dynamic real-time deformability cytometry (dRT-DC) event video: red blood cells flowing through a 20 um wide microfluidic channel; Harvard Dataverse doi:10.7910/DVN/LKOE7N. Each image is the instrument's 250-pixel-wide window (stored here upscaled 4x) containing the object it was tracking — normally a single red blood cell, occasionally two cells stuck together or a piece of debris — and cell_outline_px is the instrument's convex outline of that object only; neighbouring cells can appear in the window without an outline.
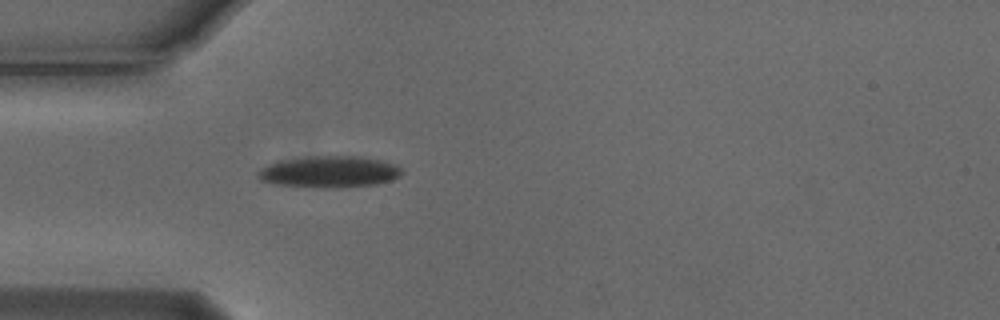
{"species": "Egyptian fruit bat (a non-hibernating species)", "species_latin": "Rousettus aegyptiacus", "temperature_condition": "cold", "stored_images_in_passage": 3, "camera_frame_rate_fps": 3000, "um_per_image_px": 0.085, "animal": {"sex": "male"}, "frame": {"image": 1, "passage_image": 3, "time_ms": 0.667, "image_size_px": [1000, 320], "cell_outline_px": [[404, 172], [400, 176], [392, 180], [376, 184], [328, 188], [276, 184], [264, 180], [256, 176], [264, 168], [280, 160], [312, 156], [360, 156], [380, 160], [396, 164]], "centroid_in_image_um": [28.08, 14.59], "position_along_channel_um": 56.9, "area_um2": 26.01}}